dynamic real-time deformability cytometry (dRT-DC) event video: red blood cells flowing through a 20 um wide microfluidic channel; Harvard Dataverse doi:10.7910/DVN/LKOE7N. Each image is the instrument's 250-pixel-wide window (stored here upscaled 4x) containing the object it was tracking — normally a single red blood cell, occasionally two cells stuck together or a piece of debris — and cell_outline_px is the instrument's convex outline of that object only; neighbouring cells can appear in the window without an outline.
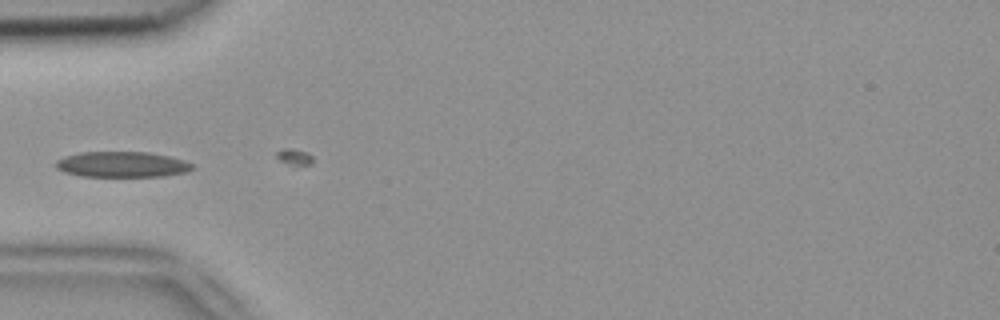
{"species": "common noctule bat (a hibernating species)", "species_latin": "Nyctalus noctula", "temperature_condition": "room temperature", "stored_images_in_passage": 18, "camera_frame_rate_fps": 3000, "um_per_image_px": 0.085, "animal": {"sex": "female", "body_mass_g": 18.4}, "frame": {"image": 1, "passage_image": 1, "time_ms": 0.0, "image_size_px": [1000, 320], "cell_outline_px": [[196, 168], [188, 172], [164, 176], [80, 176], [64, 172], [56, 168], [56, 160], [64, 156], [80, 152], [148, 152], [168, 156], [184, 160], [192, 164]], "centroid_in_image_um": [10.38, 13.98], "position_along_channel_um": 74.6, "area_um2": 20.46}}